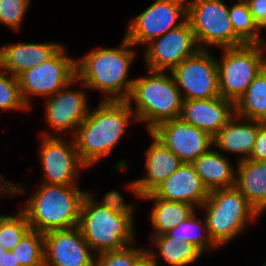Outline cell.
Wrapping results in <instances>:
<instances>
[{
  "mask_svg": "<svg viewBox=\"0 0 266 266\" xmlns=\"http://www.w3.org/2000/svg\"><path fill=\"white\" fill-rule=\"evenodd\" d=\"M133 209V204L124 203L116 190L107 192L99 202L87 192L78 227L93 252L100 254L134 244Z\"/></svg>",
  "mask_w": 266,
  "mask_h": 266,
  "instance_id": "6da1fadb",
  "label": "cell"
},
{
  "mask_svg": "<svg viewBox=\"0 0 266 266\" xmlns=\"http://www.w3.org/2000/svg\"><path fill=\"white\" fill-rule=\"evenodd\" d=\"M134 45L125 37L118 47L94 48L76 60V78L83 88L104 92L107 101H126L135 79H129V69L135 58Z\"/></svg>",
  "mask_w": 266,
  "mask_h": 266,
  "instance_id": "7a4b0ae2",
  "label": "cell"
},
{
  "mask_svg": "<svg viewBox=\"0 0 266 266\" xmlns=\"http://www.w3.org/2000/svg\"><path fill=\"white\" fill-rule=\"evenodd\" d=\"M131 121L137 120L127 101L103 100L89 111L74 135L77 151L87 168L112 152Z\"/></svg>",
  "mask_w": 266,
  "mask_h": 266,
  "instance_id": "3957f363",
  "label": "cell"
},
{
  "mask_svg": "<svg viewBox=\"0 0 266 266\" xmlns=\"http://www.w3.org/2000/svg\"><path fill=\"white\" fill-rule=\"evenodd\" d=\"M86 194L77 185L41 183L22 211L31 229L40 233L72 229L79 225L81 206Z\"/></svg>",
  "mask_w": 266,
  "mask_h": 266,
  "instance_id": "277c9868",
  "label": "cell"
},
{
  "mask_svg": "<svg viewBox=\"0 0 266 266\" xmlns=\"http://www.w3.org/2000/svg\"><path fill=\"white\" fill-rule=\"evenodd\" d=\"M147 71L148 76L134 80L126 101L134 110L137 122L147 123L150 132L161 122L180 118L184 100L171 72L170 76L165 71Z\"/></svg>",
  "mask_w": 266,
  "mask_h": 266,
  "instance_id": "5b68a950",
  "label": "cell"
},
{
  "mask_svg": "<svg viewBox=\"0 0 266 266\" xmlns=\"http://www.w3.org/2000/svg\"><path fill=\"white\" fill-rule=\"evenodd\" d=\"M201 207L206 209L208 233L218 247L234 240L260 216L236 187L210 191Z\"/></svg>",
  "mask_w": 266,
  "mask_h": 266,
  "instance_id": "8992f818",
  "label": "cell"
},
{
  "mask_svg": "<svg viewBox=\"0 0 266 266\" xmlns=\"http://www.w3.org/2000/svg\"><path fill=\"white\" fill-rule=\"evenodd\" d=\"M222 50L223 57L217 60L220 96L236 103L266 67V44H244Z\"/></svg>",
  "mask_w": 266,
  "mask_h": 266,
  "instance_id": "52a82bcc",
  "label": "cell"
},
{
  "mask_svg": "<svg viewBox=\"0 0 266 266\" xmlns=\"http://www.w3.org/2000/svg\"><path fill=\"white\" fill-rule=\"evenodd\" d=\"M187 20L200 49L207 45L222 49L245 44L234 32L224 0H187Z\"/></svg>",
  "mask_w": 266,
  "mask_h": 266,
  "instance_id": "ba28073f",
  "label": "cell"
},
{
  "mask_svg": "<svg viewBox=\"0 0 266 266\" xmlns=\"http://www.w3.org/2000/svg\"><path fill=\"white\" fill-rule=\"evenodd\" d=\"M17 78L23 101L31 108L30 96L39 95L45 99L54 96L76 78V60L61 47L46 62L22 72Z\"/></svg>",
  "mask_w": 266,
  "mask_h": 266,
  "instance_id": "9c48e42d",
  "label": "cell"
},
{
  "mask_svg": "<svg viewBox=\"0 0 266 266\" xmlns=\"http://www.w3.org/2000/svg\"><path fill=\"white\" fill-rule=\"evenodd\" d=\"M186 21L187 0H155L129 21L124 37L134 46L148 44Z\"/></svg>",
  "mask_w": 266,
  "mask_h": 266,
  "instance_id": "30bf717a",
  "label": "cell"
},
{
  "mask_svg": "<svg viewBox=\"0 0 266 266\" xmlns=\"http://www.w3.org/2000/svg\"><path fill=\"white\" fill-rule=\"evenodd\" d=\"M171 73L183 100L220 97L217 59L207 49L186 58Z\"/></svg>",
  "mask_w": 266,
  "mask_h": 266,
  "instance_id": "8fae6325",
  "label": "cell"
},
{
  "mask_svg": "<svg viewBox=\"0 0 266 266\" xmlns=\"http://www.w3.org/2000/svg\"><path fill=\"white\" fill-rule=\"evenodd\" d=\"M38 155L43 167L44 180L41 183L54 185H77L79 170L87 166L82 162L74 138L66 142L63 137L41 133Z\"/></svg>",
  "mask_w": 266,
  "mask_h": 266,
  "instance_id": "7c38bea8",
  "label": "cell"
},
{
  "mask_svg": "<svg viewBox=\"0 0 266 266\" xmlns=\"http://www.w3.org/2000/svg\"><path fill=\"white\" fill-rule=\"evenodd\" d=\"M200 50L192 27L187 20L147 44L144 52L147 69L170 72L183 60Z\"/></svg>",
  "mask_w": 266,
  "mask_h": 266,
  "instance_id": "4fadbf2b",
  "label": "cell"
},
{
  "mask_svg": "<svg viewBox=\"0 0 266 266\" xmlns=\"http://www.w3.org/2000/svg\"><path fill=\"white\" fill-rule=\"evenodd\" d=\"M150 132L174 152L182 163L192 164L214 146L212 135L181 118L161 122Z\"/></svg>",
  "mask_w": 266,
  "mask_h": 266,
  "instance_id": "5bb4252c",
  "label": "cell"
},
{
  "mask_svg": "<svg viewBox=\"0 0 266 266\" xmlns=\"http://www.w3.org/2000/svg\"><path fill=\"white\" fill-rule=\"evenodd\" d=\"M79 82L75 78L70 84L59 90L54 96L46 98L45 120L56 132L71 131L75 135L78 126L86 119L90 108L85 92L73 90L71 84ZM70 85V86H69Z\"/></svg>",
  "mask_w": 266,
  "mask_h": 266,
  "instance_id": "9a60e30c",
  "label": "cell"
},
{
  "mask_svg": "<svg viewBox=\"0 0 266 266\" xmlns=\"http://www.w3.org/2000/svg\"><path fill=\"white\" fill-rule=\"evenodd\" d=\"M44 266H94L95 255L77 226L44 234Z\"/></svg>",
  "mask_w": 266,
  "mask_h": 266,
  "instance_id": "2e32d148",
  "label": "cell"
},
{
  "mask_svg": "<svg viewBox=\"0 0 266 266\" xmlns=\"http://www.w3.org/2000/svg\"><path fill=\"white\" fill-rule=\"evenodd\" d=\"M149 134L153 138V142L144 152L146 155L144 168L147 176L134 180L126 185L139 198L152 193L182 164L174 152L159 141L151 132Z\"/></svg>",
  "mask_w": 266,
  "mask_h": 266,
  "instance_id": "e0dca14e",
  "label": "cell"
},
{
  "mask_svg": "<svg viewBox=\"0 0 266 266\" xmlns=\"http://www.w3.org/2000/svg\"><path fill=\"white\" fill-rule=\"evenodd\" d=\"M235 115V103L223 97L184 100L180 118L213 137Z\"/></svg>",
  "mask_w": 266,
  "mask_h": 266,
  "instance_id": "ac0fdd59",
  "label": "cell"
},
{
  "mask_svg": "<svg viewBox=\"0 0 266 266\" xmlns=\"http://www.w3.org/2000/svg\"><path fill=\"white\" fill-rule=\"evenodd\" d=\"M152 194L165 201L184 202L196 208L201 207L207 200L209 191L195 172L193 165L182 163Z\"/></svg>",
  "mask_w": 266,
  "mask_h": 266,
  "instance_id": "d6986e66",
  "label": "cell"
},
{
  "mask_svg": "<svg viewBox=\"0 0 266 266\" xmlns=\"http://www.w3.org/2000/svg\"><path fill=\"white\" fill-rule=\"evenodd\" d=\"M62 46L58 43H15L0 47V67L18 76L22 72L41 65Z\"/></svg>",
  "mask_w": 266,
  "mask_h": 266,
  "instance_id": "ffe728a7",
  "label": "cell"
},
{
  "mask_svg": "<svg viewBox=\"0 0 266 266\" xmlns=\"http://www.w3.org/2000/svg\"><path fill=\"white\" fill-rule=\"evenodd\" d=\"M241 122H237L240 119ZM258 134V121L235 114L214 136V146L218 150L240 154L238 162L248 160L253 151Z\"/></svg>",
  "mask_w": 266,
  "mask_h": 266,
  "instance_id": "44dd1931",
  "label": "cell"
},
{
  "mask_svg": "<svg viewBox=\"0 0 266 266\" xmlns=\"http://www.w3.org/2000/svg\"><path fill=\"white\" fill-rule=\"evenodd\" d=\"M236 165L235 187L261 215L266 210V161L248 159Z\"/></svg>",
  "mask_w": 266,
  "mask_h": 266,
  "instance_id": "7402d4cb",
  "label": "cell"
},
{
  "mask_svg": "<svg viewBox=\"0 0 266 266\" xmlns=\"http://www.w3.org/2000/svg\"><path fill=\"white\" fill-rule=\"evenodd\" d=\"M227 158L218 150L211 149L192 163L209 192L235 187L236 171Z\"/></svg>",
  "mask_w": 266,
  "mask_h": 266,
  "instance_id": "603a6c76",
  "label": "cell"
},
{
  "mask_svg": "<svg viewBox=\"0 0 266 266\" xmlns=\"http://www.w3.org/2000/svg\"><path fill=\"white\" fill-rule=\"evenodd\" d=\"M141 199L154 201V207L150 214V221L154 230L151 232L153 233L152 237L167 233L195 212V207L191 204L165 201L156 198L152 193L144 195Z\"/></svg>",
  "mask_w": 266,
  "mask_h": 266,
  "instance_id": "cb8c5ba5",
  "label": "cell"
},
{
  "mask_svg": "<svg viewBox=\"0 0 266 266\" xmlns=\"http://www.w3.org/2000/svg\"><path fill=\"white\" fill-rule=\"evenodd\" d=\"M152 240L159 253L153 250H147V253L151 257H156L159 254L169 266H187L202 256V252L195 245L169 237L166 233L154 236Z\"/></svg>",
  "mask_w": 266,
  "mask_h": 266,
  "instance_id": "d4e9b609",
  "label": "cell"
},
{
  "mask_svg": "<svg viewBox=\"0 0 266 266\" xmlns=\"http://www.w3.org/2000/svg\"><path fill=\"white\" fill-rule=\"evenodd\" d=\"M235 114L243 118L266 122V67L235 103Z\"/></svg>",
  "mask_w": 266,
  "mask_h": 266,
  "instance_id": "484cf974",
  "label": "cell"
},
{
  "mask_svg": "<svg viewBox=\"0 0 266 266\" xmlns=\"http://www.w3.org/2000/svg\"><path fill=\"white\" fill-rule=\"evenodd\" d=\"M199 230H204L205 232H203V234H198L197 232H199ZM166 234L169 237L178 238L179 240H183V242L186 241L195 245L202 253L205 252V250L207 251V249L211 250L218 247L208 233L205 219H198L194 212Z\"/></svg>",
  "mask_w": 266,
  "mask_h": 266,
  "instance_id": "4316f807",
  "label": "cell"
},
{
  "mask_svg": "<svg viewBox=\"0 0 266 266\" xmlns=\"http://www.w3.org/2000/svg\"><path fill=\"white\" fill-rule=\"evenodd\" d=\"M229 16L235 34L245 44H266L265 39L260 35V28L253 20L246 1H239L231 8L229 7Z\"/></svg>",
  "mask_w": 266,
  "mask_h": 266,
  "instance_id": "83f0119b",
  "label": "cell"
},
{
  "mask_svg": "<svg viewBox=\"0 0 266 266\" xmlns=\"http://www.w3.org/2000/svg\"><path fill=\"white\" fill-rule=\"evenodd\" d=\"M12 252L21 266H44V234L30 229L13 248Z\"/></svg>",
  "mask_w": 266,
  "mask_h": 266,
  "instance_id": "f1b7e54d",
  "label": "cell"
},
{
  "mask_svg": "<svg viewBox=\"0 0 266 266\" xmlns=\"http://www.w3.org/2000/svg\"><path fill=\"white\" fill-rule=\"evenodd\" d=\"M30 229L28 219L22 210L16 215L0 216V245L6 250H13Z\"/></svg>",
  "mask_w": 266,
  "mask_h": 266,
  "instance_id": "f546056e",
  "label": "cell"
},
{
  "mask_svg": "<svg viewBox=\"0 0 266 266\" xmlns=\"http://www.w3.org/2000/svg\"><path fill=\"white\" fill-rule=\"evenodd\" d=\"M0 109L28 110L24 103L18 78L0 67Z\"/></svg>",
  "mask_w": 266,
  "mask_h": 266,
  "instance_id": "4dcf8cb0",
  "label": "cell"
},
{
  "mask_svg": "<svg viewBox=\"0 0 266 266\" xmlns=\"http://www.w3.org/2000/svg\"><path fill=\"white\" fill-rule=\"evenodd\" d=\"M146 253L143 248L129 245L120 250L95 254L94 266H135Z\"/></svg>",
  "mask_w": 266,
  "mask_h": 266,
  "instance_id": "1f68e13d",
  "label": "cell"
},
{
  "mask_svg": "<svg viewBox=\"0 0 266 266\" xmlns=\"http://www.w3.org/2000/svg\"><path fill=\"white\" fill-rule=\"evenodd\" d=\"M31 0H0V22L19 31Z\"/></svg>",
  "mask_w": 266,
  "mask_h": 266,
  "instance_id": "d6a6232c",
  "label": "cell"
},
{
  "mask_svg": "<svg viewBox=\"0 0 266 266\" xmlns=\"http://www.w3.org/2000/svg\"><path fill=\"white\" fill-rule=\"evenodd\" d=\"M249 159L266 161V122L258 121V134Z\"/></svg>",
  "mask_w": 266,
  "mask_h": 266,
  "instance_id": "836d02e7",
  "label": "cell"
},
{
  "mask_svg": "<svg viewBox=\"0 0 266 266\" xmlns=\"http://www.w3.org/2000/svg\"><path fill=\"white\" fill-rule=\"evenodd\" d=\"M254 22L266 29V0H246Z\"/></svg>",
  "mask_w": 266,
  "mask_h": 266,
  "instance_id": "e575fe53",
  "label": "cell"
},
{
  "mask_svg": "<svg viewBox=\"0 0 266 266\" xmlns=\"http://www.w3.org/2000/svg\"><path fill=\"white\" fill-rule=\"evenodd\" d=\"M22 185H16V183H10L9 181H6L2 175L0 174V195L5 194L8 196L15 195L18 192L19 193H25V189Z\"/></svg>",
  "mask_w": 266,
  "mask_h": 266,
  "instance_id": "d590c367",
  "label": "cell"
},
{
  "mask_svg": "<svg viewBox=\"0 0 266 266\" xmlns=\"http://www.w3.org/2000/svg\"><path fill=\"white\" fill-rule=\"evenodd\" d=\"M0 266H21L12 250H7L0 258Z\"/></svg>",
  "mask_w": 266,
  "mask_h": 266,
  "instance_id": "8d00e7d4",
  "label": "cell"
},
{
  "mask_svg": "<svg viewBox=\"0 0 266 266\" xmlns=\"http://www.w3.org/2000/svg\"><path fill=\"white\" fill-rule=\"evenodd\" d=\"M135 266H159L157 257H151L146 253Z\"/></svg>",
  "mask_w": 266,
  "mask_h": 266,
  "instance_id": "74e56055",
  "label": "cell"
},
{
  "mask_svg": "<svg viewBox=\"0 0 266 266\" xmlns=\"http://www.w3.org/2000/svg\"><path fill=\"white\" fill-rule=\"evenodd\" d=\"M7 250L2 246L0 245V258L2 257L3 253H5Z\"/></svg>",
  "mask_w": 266,
  "mask_h": 266,
  "instance_id": "f35d334b",
  "label": "cell"
}]
</instances>
